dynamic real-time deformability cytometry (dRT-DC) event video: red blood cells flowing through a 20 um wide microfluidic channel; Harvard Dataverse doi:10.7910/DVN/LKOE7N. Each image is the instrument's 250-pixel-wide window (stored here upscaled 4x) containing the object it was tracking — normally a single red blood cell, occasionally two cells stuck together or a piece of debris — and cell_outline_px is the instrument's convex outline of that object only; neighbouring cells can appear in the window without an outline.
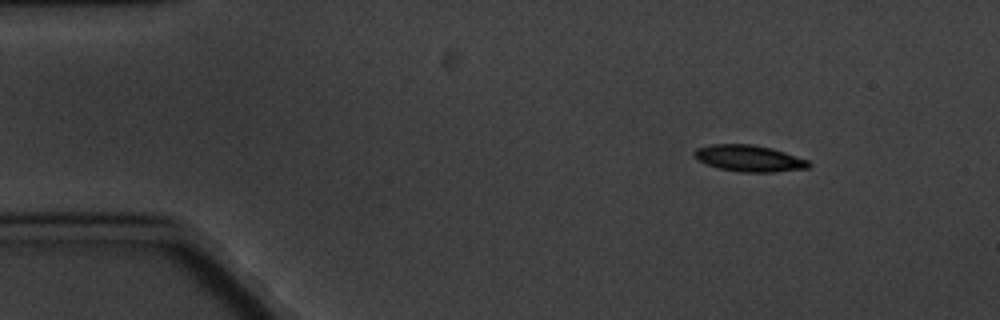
{"species": "common noctule bat (a hibernating species)", "species_latin": "Nyctalus noctula", "temperature_condition": "cold", "stored_images_in_passage": 8, "camera_frame_rate_fps": 3000, "um_per_image_px": 0.085, "animal": {"sex": "male", "body_mass_g": 20.1, "forearm_length_mm": 53.5}, "frame": {"image": 1, "passage_image": 1, "time_ms": 0.0, "image_size_px": [1000, 320], "cell_outline_px": [[812, 164], [808, 168], [772, 172], [740, 172], [720, 168], [696, 160], [692, 156], [692, 152], [696, 148], [712, 144], [752, 144], [772, 148], [808, 160]], "centroid_in_image_um": [63.64, 13.45], "position_along_channel_um": 21.4, "area_um2": 17.69}}
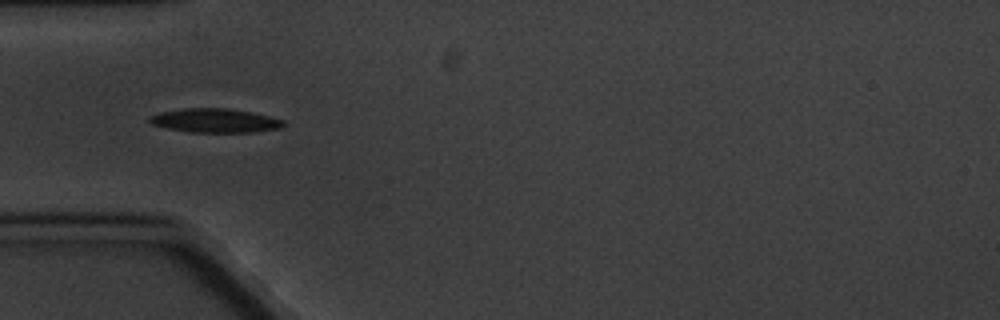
{"frame": {"image": 2, "passage_image": 4, "time_ms": 3.667, "image_size_px": [1000, 320], "cell_outline_px": [[284, 124], [280, 128], [252, 132], [192, 132], [168, 128], [152, 124], [148, 120], [148, 116], [160, 112], [184, 108], [228, 108], [252, 112], [284, 120]], "centroid_in_image_um": [18.26, 10.24], "position_along_channel_um": 66.7, "area_um2": 18.61}}
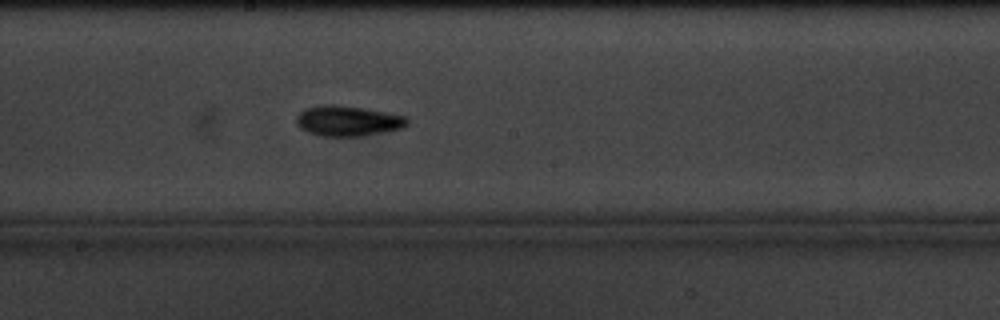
{"frame": {"image": 3, "passage_image": 8, "time_ms": 8.333, "image_size_px": [1000, 320], "cell_outline_px": [[408, 124], [404, 128], [364, 136], [320, 136], [308, 132], [300, 128], [296, 124], [296, 116], [304, 108], [320, 104], [336, 104], [384, 112], [404, 116], [408, 120]], "centroid_in_image_um": [29.52, 10.28], "position_along_channel_um": 218.7, "area_um2": 19.71}}